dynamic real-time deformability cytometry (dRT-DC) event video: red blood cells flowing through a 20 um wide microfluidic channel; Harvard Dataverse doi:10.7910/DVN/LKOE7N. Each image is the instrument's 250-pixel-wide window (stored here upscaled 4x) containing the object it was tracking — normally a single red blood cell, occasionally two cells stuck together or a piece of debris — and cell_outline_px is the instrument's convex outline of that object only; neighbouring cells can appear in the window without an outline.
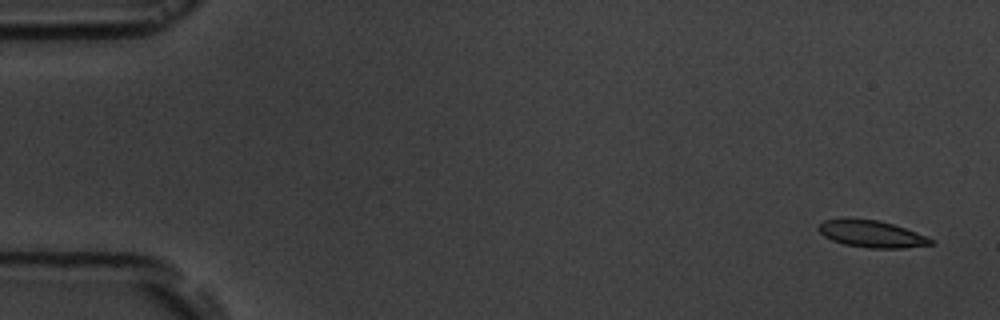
{"species": "common noctule bat (a hibernating species)", "species_latin": "Nyctalus noctula", "temperature_condition": "room temperature", "stored_images_in_passage": 5, "camera_frame_rate_fps": 3000, "um_per_image_px": 0.085, "animal": {"sex": "male", "body_mass_g": 19.5, "forearm_length_mm": 54.6}, "frame": {"image": 1, "passage_image": 1, "time_ms": 0.0, "image_size_px": [1000, 320], "cell_outline_px": [[936, 244], [904, 248], [868, 248], [844, 244], [832, 240], [824, 236], [816, 228], [824, 220], [880, 220], [928, 236]], "centroid_in_image_um": [74.14, 19.91], "position_along_channel_um": 10.9, "area_um2": 17.28}}
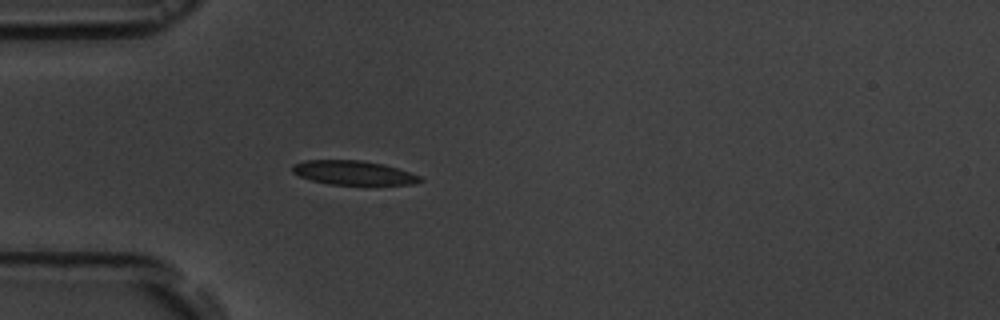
{"frame": {"image": 2, "passage_image": 5, "time_ms": 4.667, "image_size_px": [1000, 320], "cell_outline_px": [[424, 180], [412, 184], [328, 184], [312, 180], [300, 176], [292, 172], [292, 164], [304, 160], [360, 160], [384, 164], [420, 176]], "centroid_in_image_um": [30.0, 14.67], "position_along_channel_um": 55.0, "area_um2": 17.74}}